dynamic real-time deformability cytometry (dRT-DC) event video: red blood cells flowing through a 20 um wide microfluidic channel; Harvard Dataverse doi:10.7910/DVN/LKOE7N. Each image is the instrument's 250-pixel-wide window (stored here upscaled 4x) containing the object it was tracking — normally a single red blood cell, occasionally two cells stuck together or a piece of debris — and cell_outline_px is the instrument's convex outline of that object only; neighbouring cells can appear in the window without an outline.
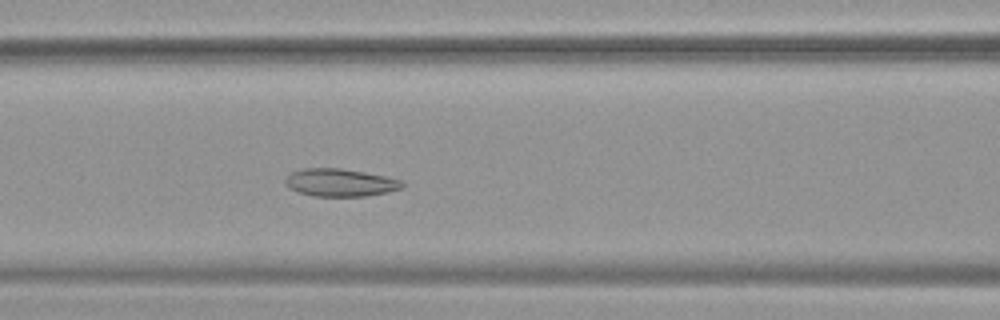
{"species": "common noctule bat (a hibernating species)", "species_latin": "Nyctalus noctula", "temperature_condition": "warm", "stored_images_in_passage": 51, "camera_frame_rate_fps": 3000, "um_per_image_px": 0.085, "animal": {"sex": "female", "body_mass_g": 19.9}, "frame": {"image": 1, "passage_image": 21, "time_ms": 6.667, "image_size_px": [1000, 320], "cell_outline_px": [[404, 184], [400, 188], [388, 192], [364, 196], [312, 196], [296, 192], [288, 188], [284, 184], [284, 180], [292, 172], [304, 168], [340, 168], [364, 172], [384, 176], [400, 180]], "centroid_in_image_um": [28.85, 15.52], "position_along_channel_um": 137.8, "area_um2": 18.84}}
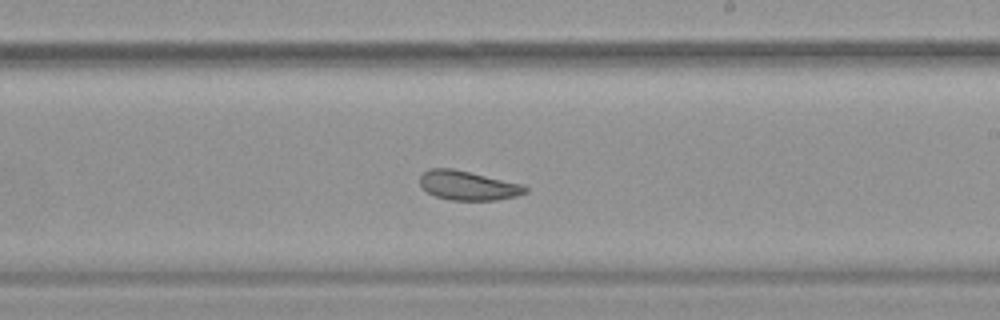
{"frame": {"image": 2, "passage_image": 30, "time_ms": 9.667, "image_size_px": [1000, 320], "cell_outline_px": [[528, 192], [516, 196], [496, 200], [452, 200], [436, 196], [428, 192], [420, 184], [420, 176], [428, 168], [452, 168], [524, 184], [528, 188]], "centroid_in_image_um": [39.81, 15.76], "position_along_channel_um": 249.2, "area_um2": 17.98}}
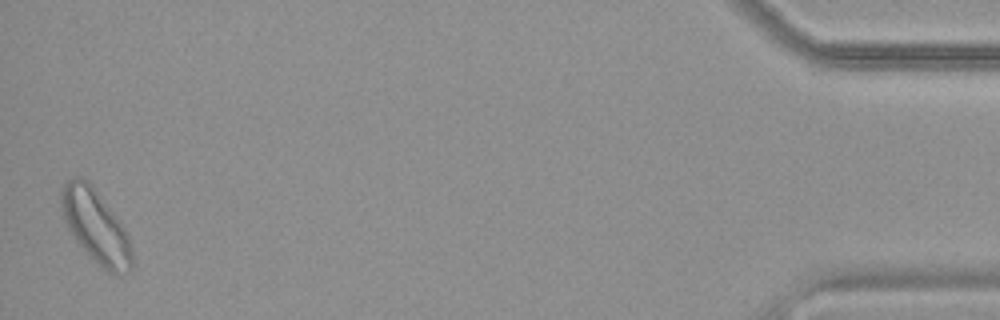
{"frame": {"image": 3, "passage_image": 51, "time_ms": 16.667, "image_size_px": [1000, 320], "cell_outline_px": [[132, 268], [128, 272], [112, 276], [100, 268], [76, 240], [68, 228], [64, 220], [60, 204], [60, 188], [68, 180], [76, 176], [80, 176], [88, 180], [92, 184], [124, 228], [128, 236], [132, 248]], "centroid_in_image_um": [8.13, 19.25], "position_along_channel_um": 427.1, "area_um2": 30.35}, "authors_computed_cell_mechanics": {"area_um2": 21.964, "velocity_mm_per_s": 3.7351, "shape_relaxation_time_tau1_ms": 9.6373, "shape_relaxation_time_tau2_ms": 3.4119, "deformation_change_tau1": 0.1192, "deformation_change_tau2": 0.0988}}